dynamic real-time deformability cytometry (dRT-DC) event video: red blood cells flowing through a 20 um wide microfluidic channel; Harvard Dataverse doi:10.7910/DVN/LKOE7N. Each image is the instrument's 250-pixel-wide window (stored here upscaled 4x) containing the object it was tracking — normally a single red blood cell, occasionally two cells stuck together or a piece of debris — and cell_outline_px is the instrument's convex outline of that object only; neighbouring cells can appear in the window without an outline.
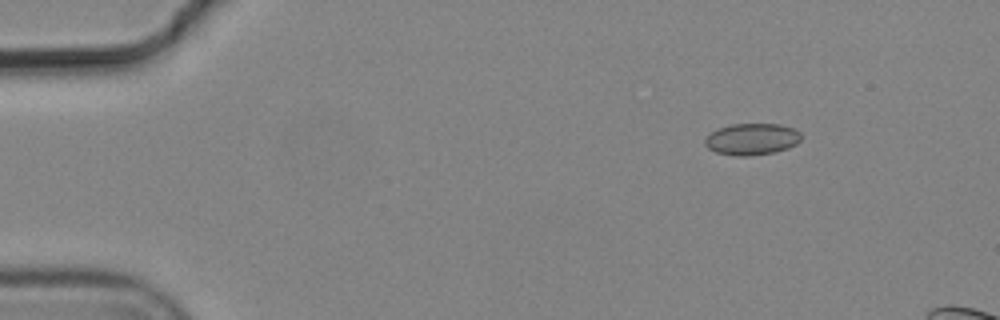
{"species": "common noctule bat (a hibernating species)", "species_latin": "Nyctalus noctula", "temperature_condition": "cold", "stored_images_in_passage": 3, "camera_frame_rate_fps": 3000, "um_per_image_px": 0.085, "animal": {"sex": "male", "body_mass_g": 19.2, "forearm_length_mm": 51.8}, "frame": {"image": 1, "passage_image": 1, "time_ms": 0.0, "image_size_px": [1000, 320], "cell_outline_px": [[800, 140], [796, 144], [788, 148], [776, 152], [748, 156], [736, 156], [716, 152], [708, 148], [704, 144], [704, 140], [716, 128], [732, 124], [780, 124], [792, 128], [800, 132]], "centroid_in_image_um": [63.9, 11.83], "position_along_channel_um": 21.1, "area_um2": 17.74}}